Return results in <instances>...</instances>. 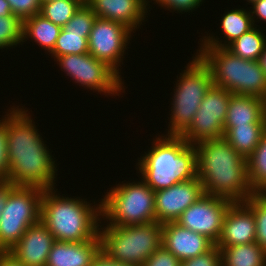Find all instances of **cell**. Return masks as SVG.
<instances>
[{
    "label": "cell",
    "mask_w": 266,
    "mask_h": 266,
    "mask_svg": "<svg viewBox=\"0 0 266 266\" xmlns=\"http://www.w3.org/2000/svg\"><path fill=\"white\" fill-rule=\"evenodd\" d=\"M0 266H25L9 252H0Z\"/></svg>",
    "instance_id": "cell-40"
},
{
    "label": "cell",
    "mask_w": 266,
    "mask_h": 266,
    "mask_svg": "<svg viewBox=\"0 0 266 266\" xmlns=\"http://www.w3.org/2000/svg\"><path fill=\"white\" fill-rule=\"evenodd\" d=\"M251 5L253 6L251 7L252 9L250 11L252 22L253 25L257 27L259 25L255 24L256 22L258 21L261 22V20L266 22V0H256L253 3H251Z\"/></svg>",
    "instance_id": "cell-38"
},
{
    "label": "cell",
    "mask_w": 266,
    "mask_h": 266,
    "mask_svg": "<svg viewBox=\"0 0 266 266\" xmlns=\"http://www.w3.org/2000/svg\"><path fill=\"white\" fill-rule=\"evenodd\" d=\"M177 77L166 135L180 136L192 123L206 92L213 85L210 68L196 54Z\"/></svg>",
    "instance_id": "cell-8"
},
{
    "label": "cell",
    "mask_w": 266,
    "mask_h": 266,
    "mask_svg": "<svg viewBox=\"0 0 266 266\" xmlns=\"http://www.w3.org/2000/svg\"><path fill=\"white\" fill-rule=\"evenodd\" d=\"M106 193L101 198L102 218L107 221L105 225L128 226L156 221L155 191L142 179L122 181Z\"/></svg>",
    "instance_id": "cell-7"
},
{
    "label": "cell",
    "mask_w": 266,
    "mask_h": 266,
    "mask_svg": "<svg viewBox=\"0 0 266 266\" xmlns=\"http://www.w3.org/2000/svg\"><path fill=\"white\" fill-rule=\"evenodd\" d=\"M101 249L117 262L142 266L162 245V224L156 221L99 228Z\"/></svg>",
    "instance_id": "cell-6"
},
{
    "label": "cell",
    "mask_w": 266,
    "mask_h": 266,
    "mask_svg": "<svg viewBox=\"0 0 266 266\" xmlns=\"http://www.w3.org/2000/svg\"><path fill=\"white\" fill-rule=\"evenodd\" d=\"M260 30L254 26L226 48L242 59L257 61L266 45V35Z\"/></svg>",
    "instance_id": "cell-25"
},
{
    "label": "cell",
    "mask_w": 266,
    "mask_h": 266,
    "mask_svg": "<svg viewBox=\"0 0 266 266\" xmlns=\"http://www.w3.org/2000/svg\"><path fill=\"white\" fill-rule=\"evenodd\" d=\"M44 189L17 186L7 199L0 217V252H8L28 227L41 221Z\"/></svg>",
    "instance_id": "cell-9"
},
{
    "label": "cell",
    "mask_w": 266,
    "mask_h": 266,
    "mask_svg": "<svg viewBox=\"0 0 266 266\" xmlns=\"http://www.w3.org/2000/svg\"><path fill=\"white\" fill-rule=\"evenodd\" d=\"M96 18L97 16L92 9L84 3L63 29L66 32L83 33V37H89Z\"/></svg>",
    "instance_id": "cell-31"
},
{
    "label": "cell",
    "mask_w": 266,
    "mask_h": 266,
    "mask_svg": "<svg viewBox=\"0 0 266 266\" xmlns=\"http://www.w3.org/2000/svg\"><path fill=\"white\" fill-rule=\"evenodd\" d=\"M233 201L203 194L175 221L180 226L205 235L215 244L219 240L225 214Z\"/></svg>",
    "instance_id": "cell-13"
},
{
    "label": "cell",
    "mask_w": 266,
    "mask_h": 266,
    "mask_svg": "<svg viewBox=\"0 0 266 266\" xmlns=\"http://www.w3.org/2000/svg\"><path fill=\"white\" fill-rule=\"evenodd\" d=\"M101 249V238L85 242L55 241L48 255L46 266H91Z\"/></svg>",
    "instance_id": "cell-19"
},
{
    "label": "cell",
    "mask_w": 266,
    "mask_h": 266,
    "mask_svg": "<svg viewBox=\"0 0 266 266\" xmlns=\"http://www.w3.org/2000/svg\"><path fill=\"white\" fill-rule=\"evenodd\" d=\"M181 266H222L220 249L215 245L204 254L181 261Z\"/></svg>",
    "instance_id": "cell-34"
},
{
    "label": "cell",
    "mask_w": 266,
    "mask_h": 266,
    "mask_svg": "<svg viewBox=\"0 0 266 266\" xmlns=\"http://www.w3.org/2000/svg\"><path fill=\"white\" fill-rule=\"evenodd\" d=\"M155 137L148 153L138 158L141 179L155 192L197 176L196 149L181 136ZM140 159V160H139Z\"/></svg>",
    "instance_id": "cell-3"
},
{
    "label": "cell",
    "mask_w": 266,
    "mask_h": 266,
    "mask_svg": "<svg viewBox=\"0 0 266 266\" xmlns=\"http://www.w3.org/2000/svg\"><path fill=\"white\" fill-rule=\"evenodd\" d=\"M244 203L254 214L256 224L255 241L266 252V193H253Z\"/></svg>",
    "instance_id": "cell-30"
},
{
    "label": "cell",
    "mask_w": 266,
    "mask_h": 266,
    "mask_svg": "<svg viewBox=\"0 0 266 266\" xmlns=\"http://www.w3.org/2000/svg\"><path fill=\"white\" fill-rule=\"evenodd\" d=\"M12 14L10 4L7 0H0V17Z\"/></svg>",
    "instance_id": "cell-41"
},
{
    "label": "cell",
    "mask_w": 266,
    "mask_h": 266,
    "mask_svg": "<svg viewBox=\"0 0 266 266\" xmlns=\"http://www.w3.org/2000/svg\"><path fill=\"white\" fill-rule=\"evenodd\" d=\"M243 125H266V101L247 95L232 94L224 123V134Z\"/></svg>",
    "instance_id": "cell-20"
},
{
    "label": "cell",
    "mask_w": 266,
    "mask_h": 266,
    "mask_svg": "<svg viewBox=\"0 0 266 266\" xmlns=\"http://www.w3.org/2000/svg\"><path fill=\"white\" fill-rule=\"evenodd\" d=\"M85 3L98 18L122 23L133 32L148 20L150 11L149 0H85Z\"/></svg>",
    "instance_id": "cell-15"
},
{
    "label": "cell",
    "mask_w": 266,
    "mask_h": 266,
    "mask_svg": "<svg viewBox=\"0 0 266 266\" xmlns=\"http://www.w3.org/2000/svg\"><path fill=\"white\" fill-rule=\"evenodd\" d=\"M12 107L6 113L8 182L44 190L55 188L58 169L30 112L24 107Z\"/></svg>",
    "instance_id": "cell-1"
},
{
    "label": "cell",
    "mask_w": 266,
    "mask_h": 266,
    "mask_svg": "<svg viewBox=\"0 0 266 266\" xmlns=\"http://www.w3.org/2000/svg\"><path fill=\"white\" fill-rule=\"evenodd\" d=\"M247 177L253 193H266V132L247 158Z\"/></svg>",
    "instance_id": "cell-26"
},
{
    "label": "cell",
    "mask_w": 266,
    "mask_h": 266,
    "mask_svg": "<svg viewBox=\"0 0 266 266\" xmlns=\"http://www.w3.org/2000/svg\"><path fill=\"white\" fill-rule=\"evenodd\" d=\"M62 71L75 83L105 96H120L125 92L124 81L105 62L96 59L90 53L68 54L55 60Z\"/></svg>",
    "instance_id": "cell-10"
},
{
    "label": "cell",
    "mask_w": 266,
    "mask_h": 266,
    "mask_svg": "<svg viewBox=\"0 0 266 266\" xmlns=\"http://www.w3.org/2000/svg\"><path fill=\"white\" fill-rule=\"evenodd\" d=\"M49 1H53V0H41V3H43V2H49Z\"/></svg>",
    "instance_id": "cell-44"
},
{
    "label": "cell",
    "mask_w": 266,
    "mask_h": 266,
    "mask_svg": "<svg viewBox=\"0 0 266 266\" xmlns=\"http://www.w3.org/2000/svg\"><path fill=\"white\" fill-rule=\"evenodd\" d=\"M152 1L166 10H172L171 12L177 11L179 14L180 12L190 13V11H194L200 7V4L202 5V2H204V0H151L149 3Z\"/></svg>",
    "instance_id": "cell-36"
},
{
    "label": "cell",
    "mask_w": 266,
    "mask_h": 266,
    "mask_svg": "<svg viewBox=\"0 0 266 266\" xmlns=\"http://www.w3.org/2000/svg\"><path fill=\"white\" fill-rule=\"evenodd\" d=\"M231 95L224 88L212 85L206 92L192 123L180 136L190 145L223 138Z\"/></svg>",
    "instance_id": "cell-11"
},
{
    "label": "cell",
    "mask_w": 266,
    "mask_h": 266,
    "mask_svg": "<svg viewBox=\"0 0 266 266\" xmlns=\"http://www.w3.org/2000/svg\"><path fill=\"white\" fill-rule=\"evenodd\" d=\"M248 3L247 4H251V3H253L254 1H256V0H246Z\"/></svg>",
    "instance_id": "cell-43"
},
{
    "label": "cell",
    "mask_w": 266,
    "mask_h": 266,
    "mask_svg": "<svg viewBox=\"0 0 266 266\" xmlns=\"http://www.w3.org/2000/svg\"><path fill=\"white\" fill-rule=\"evenodd\" d=\"M23 21L16 15L0 17V49L15 48L22 42Z\"/></svg>",
    "instance_id": "cell-29"
},
{
    "label": "cell",
    "mask_w": 266,
    "mask_h": 266,
    "mask_svg": "<svg viewBox=\"0 0 266 266\" xmlns=\"http://www.w3.org/2000/svg\"><path fill=\"white\" fill-rule=\"evenodd\" d=\"M197 176L204 194L244 202L253 194L247 177V159L224 138L194 145Z\"/></svg>",
    "instance_id": "cell-2"
},
{
    "label": "cell",
    "mask_w": 266,
    "mask_h": 266,
    "mask_svg": "<svg viewBox=\"0 0 266 266\" xmlns=\"http://www.w3.org/2000/svg\"><path fill=\"white\" fill-rule=\"evenodd\" d=\"M204 194L203 185L196 176L155 192L156 222H175L180 215Z\"/></svg>",
    "instance_id": "cell-14"
},
{
    "label": "cell",
    "mask_w": 266,
    "mask_h": 266,
    "mask_svg": "<svg viewBox=\"0 0 266 266\" xmlns=\"http://www.w3.org/2000/svg\"><path fill=\"white\" fill-rule=\"evenodd\" d=\"M221 18V32H223L225 40H220L218 37L215 38L214 35L207 33V36L199 39L202 42L200 47H227L254 27L250 9L248 11L244 7L225 12Z\"/></svg>",
    "instance_id": "cell-21"
},
{
    "label": "cell",
    "mask_w": 266,
    "mask_h": 266,
    "mask_svg": "<svg viewBox=\"0 0 266 266\" xmlns=\"http://www.w3.org/2000/svg\"><path fill=\"white\" fill-rule=\"evenodd\" d=\"M55 241L54 235L40 221L28 227L8 252L25 266H46Z\"/></svg>",
    "instance_id": "cell-18"
},
{
    "label": "cell",
    "mask_w": 266,
    "mask_h": 266,
    "mask_svg": "<svg viewBox=\"0 0 266 266\" xmlns=\"http://www.w3.org/2000/svg\"><path fill=\"white\" fill-rule=\"evenodd\" d=\"M256 224L253 211L244 202H233L224 217L217 247L255 242Z\"/></svg>",
    "instance_id": "cell-17"
},
{
    "label": "cell",
    "mask_w": 266,
    "mask_h": 266,
    "mask_svg": "<svg viewBox=\"0 0 266 266\" xmlns=\"http://www.w3.org/2000/svg\"><path fill=\"white\" fill-rule=\"evenodd\" d=\"M91 266H138L136 264L117 262L102 249L93 258Z\"/></svg>",
    "instance_id": "cell-37"
},
{
    "label": "cell",
    "mask_w": 266,
    "mask_h": 266,
    "mask_svg": "<svg viewBox=\"0 0 266 266\" xmlns=\"http://www.w3.org/2000/svg\"><path fill=\"white\" fill-rule=\"evenodd\" d=\"M161 242L180 261L204 254L215 246L205 235L184 228L176 222L162 224Z\"/></svg>",
    "instance_id": "cell-16"
},
{
    "label": "cell",
    "mask_w": 266,
    "mask_h": 266,
    "mask_svg": "<svg viewBox=\"0 0 266 266\" xmlns=\"http://www.w3.org/2000/svg\"><path fill=\"white\" fill-rule=\"evenodd\" d=\"M265 132L266 125H243L231 127L223 138L247 159L260 143Z\"/></svg>",
    "instance_id": "cell-24"
},
{
    "label": "cell",
    "mask_w": 266,
    "mask_h": 266,
    "mask_svg": "<svg viewBox=\"0 0 266 266\" xmlns=\"http://www.w3.org/2000/svg\"><path fill=\"white\" fill-rule=\"evenodd\" d=\"M132 33L135 32L122 23L97 17L88 37L89 53L119 75Z\"/></svg>",
    "instance_id": "cell-12"
},
{
    "label": "cell",
    "mask_w": 266,
    "mask_h": 266,
    "mask_svg": "<svg viewBox=\"0 0 266 266\" xmlns=\"http://www.w3.org/2000/svg\"><path fill=\"white\" fill-rule=\"evenodd\" d=\"M89 53L88 37H83V33L66 32L61 29L56 40L54 49L48 54L54 58L68 54Z\"/></svg>",
    "instance_id": "cell-28"
},
{
    "label": "cell",
    "mask_w": 266,
    "mask_h": 266,
    "mask_svg": "<svg viewBox=\"0 0 266 266\" xmlns=\"http://www.w3.org/2000/svg\"><path fill=\"white\" fill-rule=\"evenodd\" d=\"M142 266H181V261L161 245Z\"/></svg>",
    "instance_id": "cell-35"
},
{
    "label": "cell",
    "mask_w": 266,
    "mask_h": 266,
    "mask_svg": "<svg viewBox=\"0 0 266 266\" xmlns=\"http://www.w3.org/2000/svg\"><path fill=\"white\" fill-rule=\"evenodd\" d=\"M61 27L55 25L41 14L23 20L22 42L29 38L37 45L49 53L54 49L56 40L61 31Z\"/></svg>",
    "instance_id": "cell-22"
},
{
    "label": "cell",
    "mask_w": 266,
    "mask_h": 266,
    "mask_svg": "<svg viewBox=\"0 0 266 266\" xmlns=\"http://www.w3.org/2000/svg\"><path fill=\"white\" fill-rule=\"evenodd\" d=\"M0 120V181L9 179V158L6 115Z\"/></svg>",
    "instance_id": "cell-33"
},
{
    "label": "cell",
    "mask_w": 266,
    "mask_h": 266,
    "mask_svg": "<svg viewBox=\"0 0 266 266\" xmlns=\"http://www.w3.org/2000/svg\"><path fill=\"white\" fill-rule=\"evenodd\" d=\"M7 2L10 4L12 14L22 21L40 13L41 0H7Z\"/></svg>",
    "instance_id": "cell-32"
},
{
    "label": "cell",
    "mask_w": 266,
    "mask_h": 266,
    "mask_svg": "<svg viewBox=\"0 0 266 266\" xmlns=\"http://www.w3.org/2000/svg\"><path fill=\"white\" fill-rule=\"evenodd\" d=\"M85 0H53L41 3L40 13L44 18L63 28Z\"/></svg>",
    "instance_id": "cell-27"
},
{
    "label": "cell",
    "mask_w": 266,
    "mask_h": 266,
    "mask_svg": "<svg viewBox=\"0 0 266 266\" xmlns=\"http://www.w3.org/2000/svg\"><path fill=\"white\" fill-rule=\"evenodd\" d=\"M196 54L210 68L213 85L266 101V75L258 61L242 59L226 47H200Z\"/></svg>",
    "instance_id": "cell-5"
},
{
    "label": "cell",
    "mask_w": 266,
    "mask_h": 266,
    "mask_svg": "<svg viewBox=\"0 0 266 266\" xmlns=\"http://www.w3.org/2000/svg\"><path fill=\"white\" fill-rule=\"evenodd\" d=\"M218 248L222 266H266V252L256 241Z\"/></svg>",
    "instance_id": "cell-23"
},
{
    "label": "cell",
    "mask_w": 266,
    "mask_h": 266,
    "mask_svg": "<svg viewBox=\"0 0 266 266\" xmlns=\"http://www.w3.org/2000/svg\"><path fill=\"white\" fill-rule=\"evenodd\" d=\"M16 185H13L8 181H0V217L3 212V209L6 205L9 194L16 188Z\"/></svg>",
    "instance_id": "cell-39"
},
{
    "label": "cell",
    "mask_w": 266,
    "mask_h": 266,
    "mask_svg": "<svg viewBox=\"0 0 266 266\" xmlns=\"http://www.w3.org/2000/svg\"><path fill=\"white\" fill-rule=\"evenodd\" d=\"M257 61L266 75V45L264 47L263 53L259 56Z\"/></svg>",
    "instance_id": "cell-42"
},
{
    "label": "cell",
    "mask_w": 266,
    "mask_h": 266,
    "mask_svg": "<svg viewBox=\"0 0 266 266\" xmlns=\"http://www.w3.org/2000/svg\"><path fill=\"white\" fill-rule=\"evenodd\" d=\"M55 189L44 190L41 200V222L55 240L85 242L94 239L102 222L101 200L93 205L81 197L56 194L58 191Z\"/></svg>",
    "instance_id": "cell-4"
}]
</instances>
